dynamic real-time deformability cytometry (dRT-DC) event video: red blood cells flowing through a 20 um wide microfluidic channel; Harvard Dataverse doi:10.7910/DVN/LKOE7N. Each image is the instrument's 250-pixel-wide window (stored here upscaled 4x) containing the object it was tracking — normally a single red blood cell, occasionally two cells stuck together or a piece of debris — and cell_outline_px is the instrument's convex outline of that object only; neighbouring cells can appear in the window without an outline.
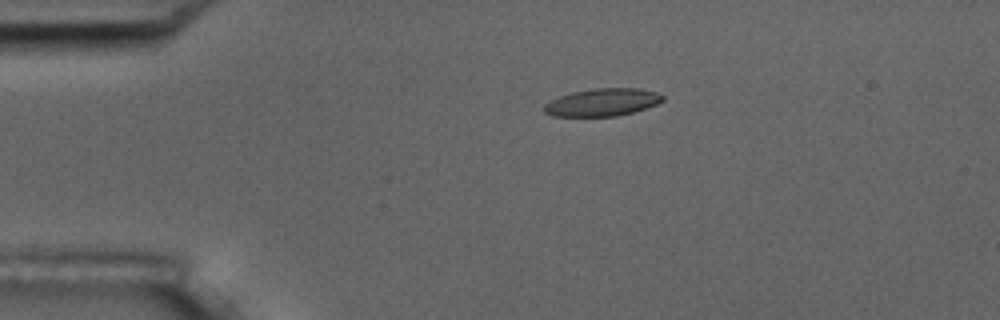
{"species": "common noctule bat (a hibernating species)", "species_latin": "Nyctalus noctula", "temperature_condition": "room temperature", "stored_images_in_passage": 5, "camera_frame_rate_fps": 3000, "um_per_image_px": 0.085, "animal": {"sex": "male", "body_mass_g": 17.5, "forearm_length_mm": 52.3}, "frame": {"image": 1, "passage_image": 3, "time_ms": 2.333, "image_size_px": [1000, 320], "cell_outline_px": [[664, 100], [656, 104], [632, 112], [616, 116], [552, 116], [544, 112], [544, 104], [560, 96], [572, 92], [596, 88], [636, 88], [656, 92], [664, 96]], "centroid_in_image_um": [51.19, 8.69], "position_along_channel_um": 33.8, "area_um2": 18.84}}
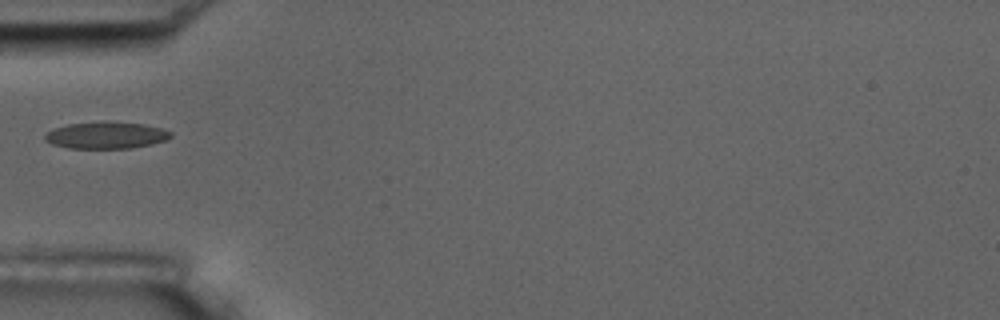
{"frame": {"image": 2, "passage_image": 5, "time_ms": 4.667, "image_size_px": [1000, 320], "cell_outline_px": [[172, 136], [164, 140], [152, 144], [132, 148], [68, 148], [52, 144], [44, 140], [44, 136], [48, 132], [56, 128], [68, 124], [100, 120], [144, 124], [160, 128], [172, 132]], "centroid_in_image_um": [9.01, 11.48], "position_along_channel_um": 76.0, "area_um2": 19.77}}